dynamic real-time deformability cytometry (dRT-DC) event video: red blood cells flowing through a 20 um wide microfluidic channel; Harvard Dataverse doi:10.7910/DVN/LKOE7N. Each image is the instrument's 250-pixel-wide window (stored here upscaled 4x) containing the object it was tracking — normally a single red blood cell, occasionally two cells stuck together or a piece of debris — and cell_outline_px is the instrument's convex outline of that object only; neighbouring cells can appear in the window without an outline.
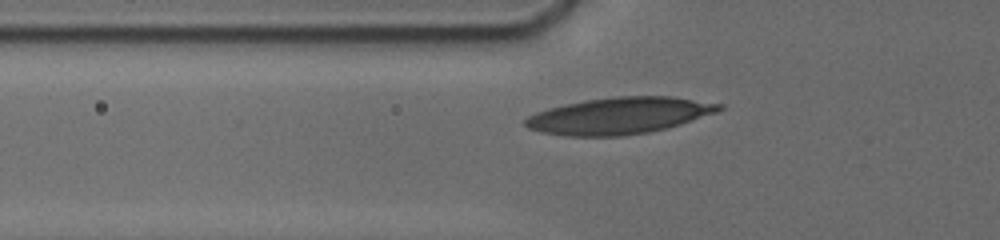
{"species": "human", "species_latin": "Homo sapiens", "temperature_condition": "cold", "stored_images_in_passage": 36, "camera_frame_rate_fps": 3000, "um_per_image_px": 0.085, "donor": {"sex": "male"}, "frame": {"image": 1, "passage_image": 6, "time_ms": 2.667, "image_size_px": [1000, 240], "cell_outline_px": [[724, 108], [716, 112], [680, 124], [648, 132], [620, 136], [568, 136], [540, 132], [528, 128], [524, 124], [524, 120], [528, 116], [536, 112], [548, 108], [584, 100], [616, 96], [672, 96], [724, 104]], "centroid_in_image_um": [52.62, 9.82], "position_along_channel_um": 73.2, "area_um2": 41.21}}
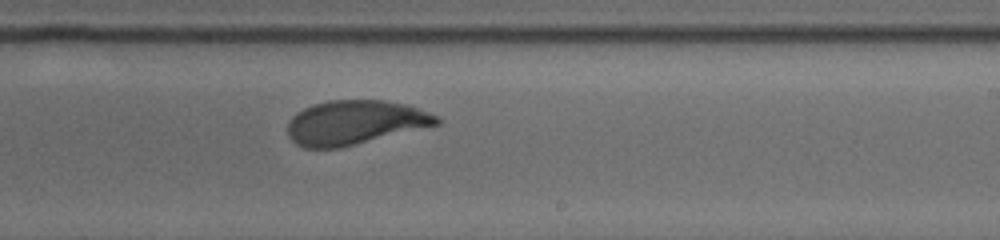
{"frame": {"image": 2, "passage_image": 18, "time_ms": 7.667, "image_size_px": [1000, 240], "cell_outline_px": [[440, 124], [340, 148], [304, 148], [296, 144], [288, 136], [288, 120], [296, 112], [312, 104], [328, 100], [384, 100], [404, 104], [440, 116]], "centroid_in_image_um": [30.14, 10.41], "position_along_channel_um": 258.9, "area_um2": 38.49}}
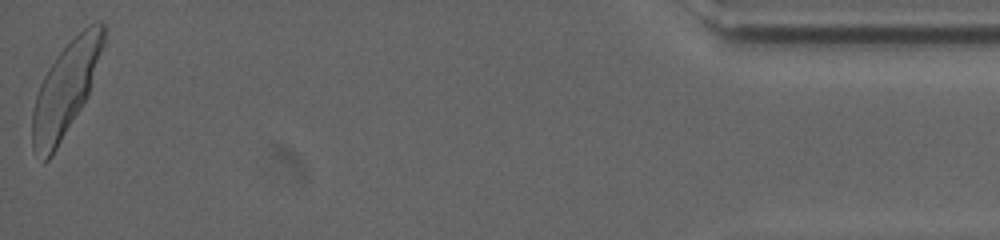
{"frame": {"image": 3, "passage_image": 36, "time_ms": 14.333, "image_size_px": [1000, 240], "cell_outline_px": [[104, 44], [88, 96], [52, 156], [48, 160], [44, 160], [32, 148], [32, 108], [40, 84], [48, 68], [60, 52], [88, 24], [96, 20], [100, 20], [104, 24]], "centroid_in_image_um": [5.58, 7.56], "position_along_channel_um": 429.6, "area_um2": 38.09}, "authors_computed_cell_mechanics": {"area_um2": 38.437, "velocity_mm_per_s": 3.7364, "shape_relaxation_time_tau1_ms": 2.537, "shape_relaxation_time_tau2_ms": null, "deformation_change_tau1": 0.1335, "deformation_change_tau2": null}}